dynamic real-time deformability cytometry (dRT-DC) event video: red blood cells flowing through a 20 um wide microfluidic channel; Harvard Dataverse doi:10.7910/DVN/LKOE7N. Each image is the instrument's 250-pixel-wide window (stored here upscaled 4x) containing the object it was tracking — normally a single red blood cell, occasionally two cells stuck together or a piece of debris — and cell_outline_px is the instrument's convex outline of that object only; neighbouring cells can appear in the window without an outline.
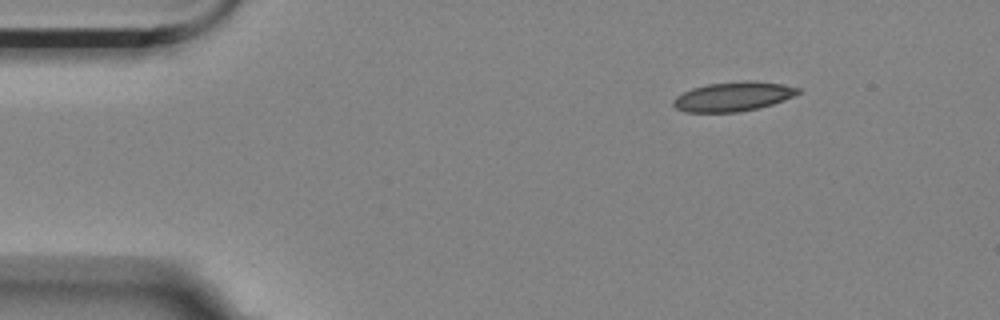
{"species": "Egyptian fruit bat (a non-hibernating species)", "species_latin": "Rousettus aegyptiacus", "temperature_condition": "room temperature", "stored_images_in_passage": 2, "camera_frame_rate_fps": 3000, "um_per_image_px": 0.085, "animal": {"sex": "female"}, "frame": {"image": 1, "passage_image": 2, "time_ms": 0.333, "image_size_px": [1000, 320], "cell_outline_px": [[800, 92], [784, 100], [772, 104], [740, 112], [684, 112], [676, 108], [672, 104], [672, 100], [676, 96], [692, 88], [708, 84], [744, 80], [752, 80], [784, 84], [800, 88]], "centroid_in_image_um": [62.3, 8.2], "position_along_channel_um": 22.7, "area_um2": 21.39}}